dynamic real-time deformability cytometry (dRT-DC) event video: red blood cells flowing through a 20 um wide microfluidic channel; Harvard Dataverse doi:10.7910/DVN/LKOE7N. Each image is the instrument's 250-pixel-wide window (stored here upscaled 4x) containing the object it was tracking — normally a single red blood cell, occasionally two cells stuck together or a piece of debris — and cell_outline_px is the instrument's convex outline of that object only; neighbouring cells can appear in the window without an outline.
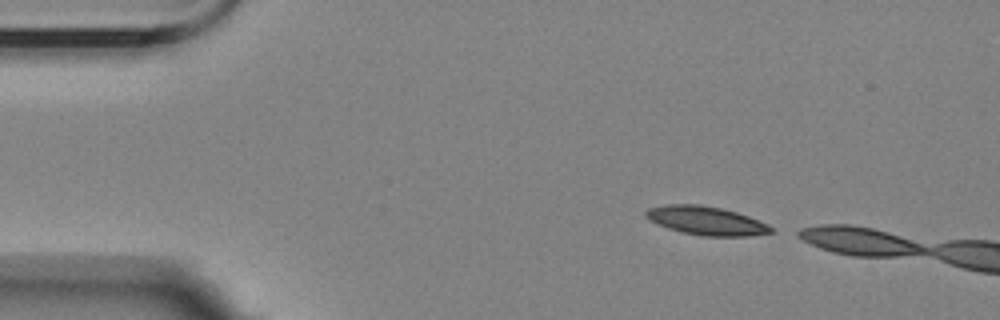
{"species": "Egyptian fruit bat (a non-hibernating species)", "species_latin": "Rousettus aegyptiacus", "temperature_condition": "room temperature", "stored_images_in_passage": 2, "camera_frame_rate_fps": 3000, "um_per_image_px": 0.085, "animal": {"sex": "female"}, "frame": {"image": 1, "passage_image": 1, "time_ms": 0.0, "image_size_px": [1000, 320], "cell_outline_px": [[772, 232], [748, 236], [700, 236], [680, 232], [656, 224], [648, 220], [644, 216], [644, 212], [648, 208], [668, 204], [700, 204], [720, 208], [736, 212], [748, 216], [768, 224], [772, 228]], "centroid_in_image_um": [59.96, 18.76], "position_along_channel_um": 25.0, "area_um2": 20.98}}